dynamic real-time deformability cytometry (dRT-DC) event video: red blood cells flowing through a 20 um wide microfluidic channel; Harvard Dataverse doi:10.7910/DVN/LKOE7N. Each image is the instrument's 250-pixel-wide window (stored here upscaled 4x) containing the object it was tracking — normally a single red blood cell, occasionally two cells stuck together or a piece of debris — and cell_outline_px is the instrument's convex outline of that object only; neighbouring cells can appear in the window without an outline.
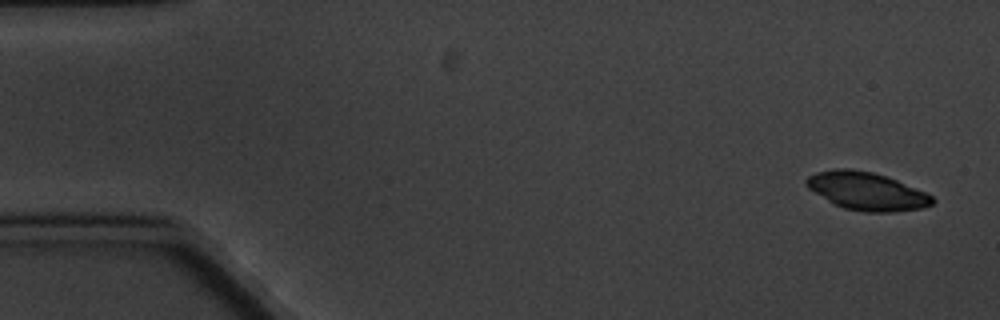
{"species": "common noctule bat (a hibernating species)", "species_latin": "Nyctalus noctula", "temperature_condition": "cold", "stored_images_in_passage": 5, "camera_frame_rate_fps": 3000, "um_per_image_px": 0.085, "animal": {"sex": "male", "body_mass_g": 20.1, "forearm_length_mm": 53.5}, "frame": {"image": 1, "passage_image": 1, "time_ms": 0.0, "image_size_px": [1000, 320], "cell_outline_px": [[936, 200], [932, 204], [920, 208], [896, 212], [864, 212], [844, 208], [828, 200], [808, 188], [804, 184], [804, 180], [808, 176], [816, 172], [836, 168], [848, 168], [872, 172], [888, 176], [924, 192], [932, 196]], "centroid_in_image_um": [73.66, 16.24], "position_along_channel_um": 11.3, "area_um2": 27.74}}